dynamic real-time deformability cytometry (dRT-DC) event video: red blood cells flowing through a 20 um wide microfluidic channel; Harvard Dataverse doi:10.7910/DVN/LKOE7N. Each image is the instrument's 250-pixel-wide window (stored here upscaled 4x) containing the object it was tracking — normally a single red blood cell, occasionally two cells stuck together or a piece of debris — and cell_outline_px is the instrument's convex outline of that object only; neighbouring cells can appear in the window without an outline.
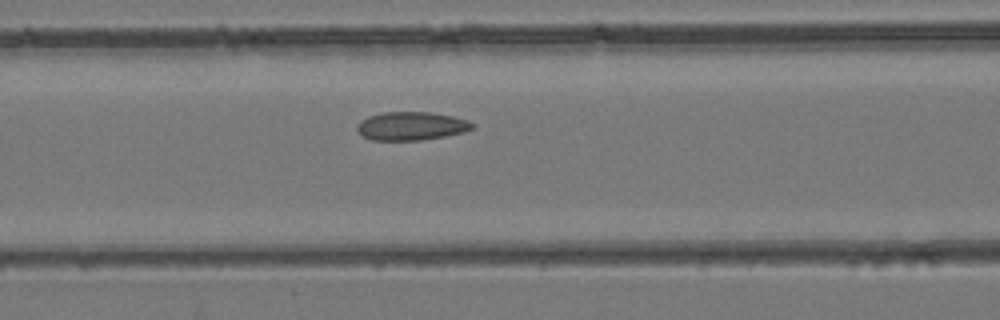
{"species": "common noctule bat (a hibernating species)", "species_latin": "Nyctalus noctula", "temperature_condition": "room temperature", "stored_images_in_passage": 35, "camera_frame_rate_fps": 3000, "um_per_image_px": 0.085, "animal": {"sex": "female", "body_mass_g": 24.6, "forearm_length_mm": 56.2}, "frame": {"image": 1, "passage_image": 14, "time_ms": 4.333, "image_size_px": [1000, 320], "cell_outline_px": [[476, 128], [464, 132], [444, 136], [420, 140], [372, 140], [364, 136], [356, 128], [356, 124], [360, 120], [368, 116], [384, 112], [428, 112], [452, 116], [468, 120], [476, 124]], "centroid_in_image_um": [34.98, 10.71], "position_along_channel_um": 131.6, "area_um2": 19.13}}
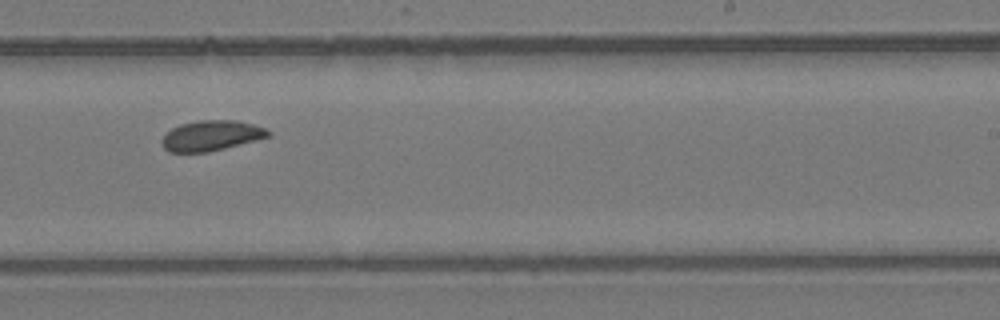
{"frame": {"image": 2, "passage_image": 23, "time_ms": 7.333, "image_size_px": [1000, 320], "cell_outline_px": [[272, 136], [208, 152], [168, 152], [164, 148], [160, 140], [172, 128], [180, 124], [200, 120], [236, 120], [268, 128], [272, 132]], "centroid_in_image_um": [17.99, 11.52], "position_along_channel_um": 271.0, "area_um2": 18.84}}
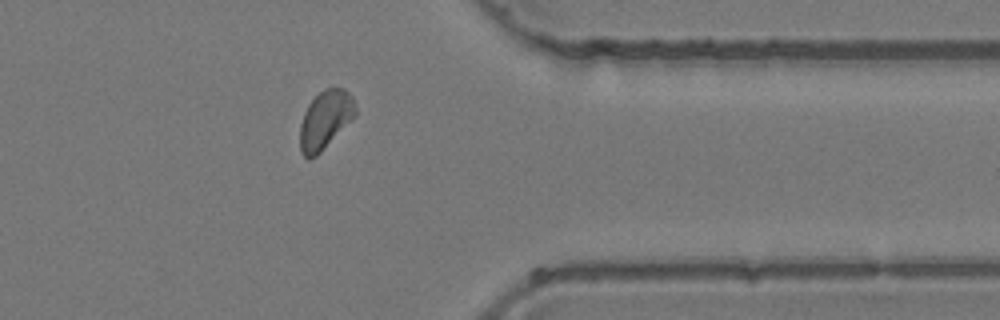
{"frame": {"image": 3, "passage_image": 31, "time_ms": 10.0, "image_size_px": [1000, 320], "cell_outline_px": [[356, 116], [316, 156], [308, 160], [300, 152], [300, 124], [304, 112], [308, 104], [324, 88], [344, 88], [352, 96], [356, 108]], "centroid_in_image_um": [27.64, 10.19], "position_along_channel_um": 383.8, "area_um2": 18.84}}